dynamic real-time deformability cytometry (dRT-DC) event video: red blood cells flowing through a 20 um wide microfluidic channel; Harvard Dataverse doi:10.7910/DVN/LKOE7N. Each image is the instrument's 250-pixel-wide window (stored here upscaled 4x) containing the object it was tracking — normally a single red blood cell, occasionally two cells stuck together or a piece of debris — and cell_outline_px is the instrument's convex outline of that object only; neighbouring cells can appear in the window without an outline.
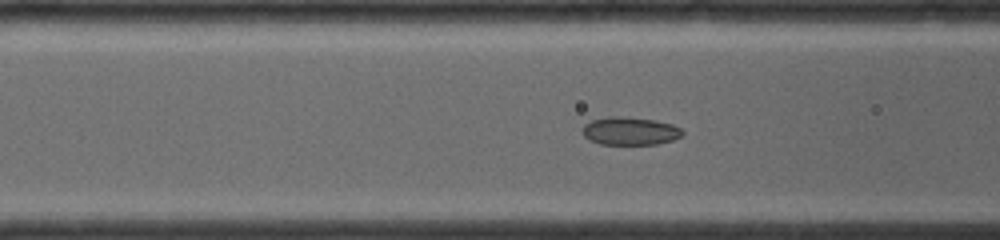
{"species": "common noctule bat (a hibernating species)", "species_latin": "Nyctalus noctula", "temperature_condition": "room temperature", "stored_images_in_passage": 23, "segment_of_instrument_passage": [1, 2], "camera_frame_rate_fps": 4000, "um_per_image_px": 0.085, "animal": {"sex": "female", "body_mass_g": 19.0, "forearm_length_mm": 56.7}, "frame": {"image": 1, "passage_image": 9, "time_ms": 2.75, "image_size_px": [1000, 240], "cell_outline_px": [[684, 132], [680, 136], [672, 140], [656, 144], [600, 144], [588, 140], [580, 132], [584, 124], [592, 120], [608, 116], [620, 116], [656, 120], [672, 124], [680, 128]], "centroid_in_image_um": [53.5, 11.13], "position_along_channel_um": 113.1, "area_um2": 16.42}}
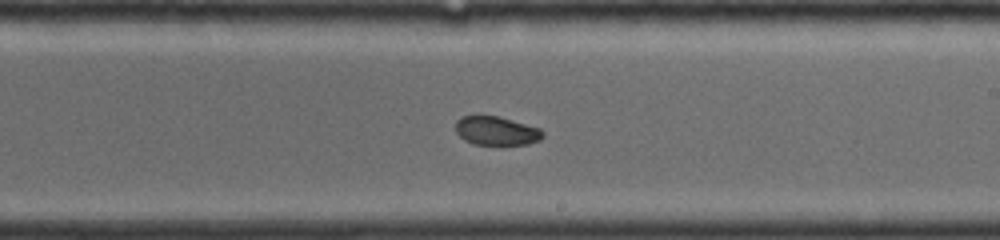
{"frame": {"image": 2, "passage_image": 18, "time_ms": 6.0, "image_size_px": [1000, 240], "cell_outline_px": [[544, 136], [540, 140], [528, 144], [472, 144], [464, 140], [456, 132], [456, 120], [460, 116], [500, 116], [540, 128], [544, 132]], "centroid_in_image_um": [42.2, 11.11], "position_along_channel_um": 246.8, "area_um2": 14.68}}
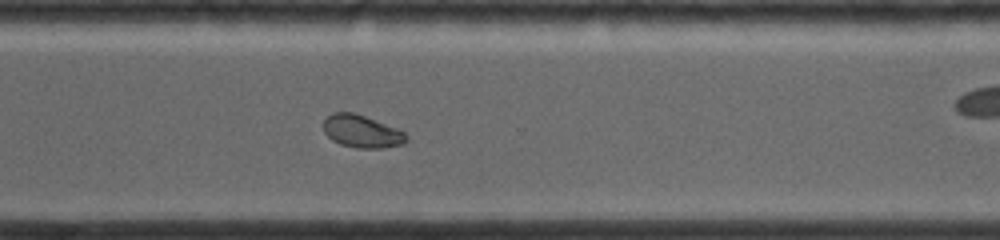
{"frame": {"image": 3, "passage_image": 22, "time_ms": 8.25, "image_size_px": [1000, 240], "cell_outline_px": [[408, 140], [404, 144], [384, 148], [356, 148], [340, 144], [332, 140], [324, 132], [324, 120], [332, 112], [352, 112], [400, 128], [408, 136]], "centroid_in_image_um": [30.8, 11.17], "position_along_channel_um": 339.8, "area_um2": 15.95}}